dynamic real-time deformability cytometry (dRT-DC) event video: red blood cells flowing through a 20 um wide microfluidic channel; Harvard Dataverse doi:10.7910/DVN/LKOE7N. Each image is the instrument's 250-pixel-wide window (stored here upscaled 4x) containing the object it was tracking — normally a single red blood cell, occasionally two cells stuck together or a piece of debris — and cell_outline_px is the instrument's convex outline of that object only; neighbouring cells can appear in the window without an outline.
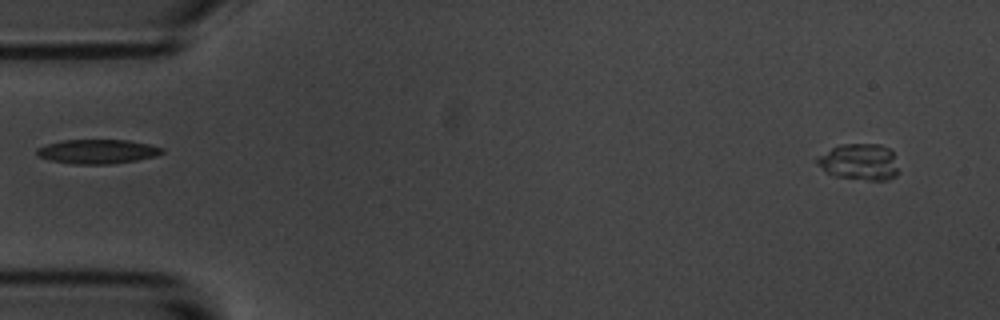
{"species": "common noctule bat (a hibernating species)", "species_latin": "Nyctalus noctula", "temperature_condition": "room temperature", "stored_images_in_passage": 55, "camera_frame_rate_fps": 3000, "um_per_image_px": 0.085, "animal": {"sex": "male", "body_mass_g": 20.1, "forearm_length_mm": 53.5}, "frame": {"image": 1, "passage_image": 1, "time_ms": 0.0, "image_size_px": [1000, 320], "cell_outline_px": [[896, 172], [888, 180], [868, 180], [836, 176], [824, 172], [816, 160], [820, 156], [832, 148], [840, 144], [880, 144], [888, 148], [892, 152], [896, 168]], "centroid_in_image_um": [73.02, 13.76], "position_along_channel_um": 12.0, "area_um2": 16.82}}
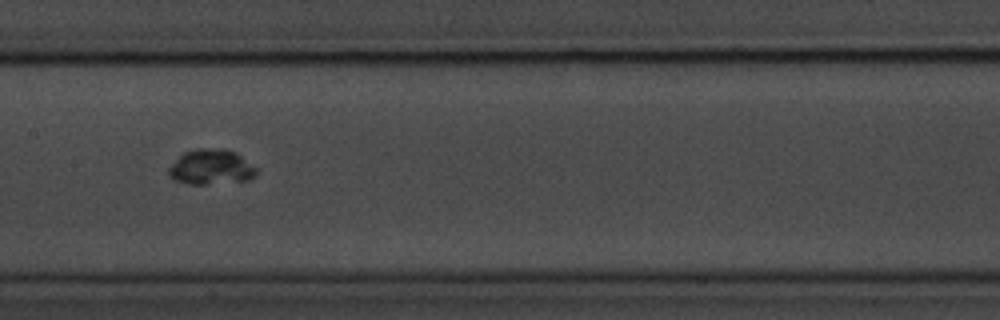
{"frame": {"image": 2, "passage_image": 26, "time_ms": 8.333, "image_size_px": [1000, 320], "cell_outline_px": [[256, 172], [248, 180], [204, 184], [188, 184], [176, 180], [168, 176], [168, 168], [184, 152], [196, 148], [224, 148], [236, 152], [256, 168]], "centroid_in_image_um": [17.91, 14.18], "position_along_channel_um": 189.5, "area_um2": 17.8}}
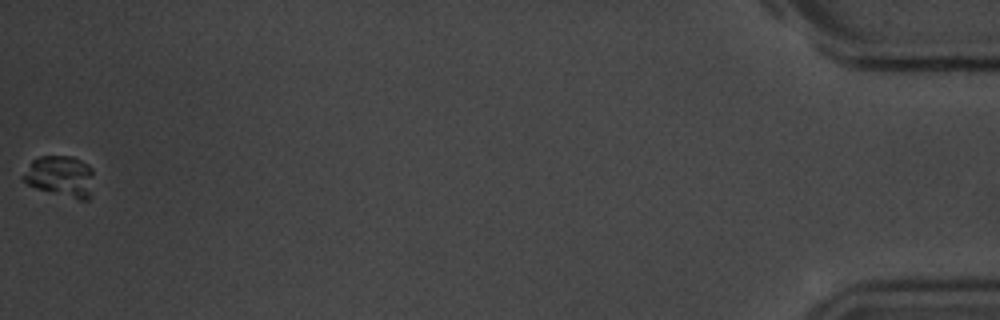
{"frame": {"image": 3, "passage_image": 55, "time_ms": 18.0, "image_size_px": [1000, 320], "cell_outline_px": [[92, 176], [88, 200], [80, 200], [36, 188], [28, 184], [20, 176], [32, 160], [40, 156], [72, 156], [88, 164], [92, 168]], "centroid_in_image_um": [5.1, 14.96], "position_along_channel_um": 430.1, "area_um2": 16.76}}